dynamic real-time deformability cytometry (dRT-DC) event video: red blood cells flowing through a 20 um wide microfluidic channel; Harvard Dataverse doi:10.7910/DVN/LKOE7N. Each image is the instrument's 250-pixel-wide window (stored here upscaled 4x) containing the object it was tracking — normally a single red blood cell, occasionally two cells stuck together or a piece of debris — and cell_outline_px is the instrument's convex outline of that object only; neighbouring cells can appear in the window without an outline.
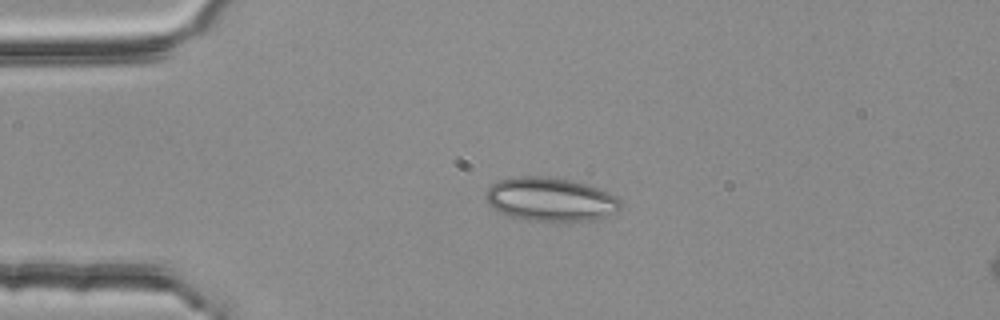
{"species": "common noctule bat (a hibernating species)", "species_latin": "Nyctalus noctula", "temperature_condition": "room temperature", "stored_images_in_passage": 3, "segment_of_instrument_passage": [1, 2], "camera_frame_rate_fps": 3000, "um_per_image_px": 0.085, "animal": {"sex": "female", "body_mass_g": 25.1}, "frame": {"image": 1, "passage_image": 1, "time_ms": 0.0, "image_size_px": [1000, 320], "cell_outline_px": [[620, 208], [616, 212], [592, 220], [568, 224], [524, 220], [508, 216], [500, 212], [488, 204], [484, 196], [488, 188], [492, 184], [500, 180], [516, 176], [548, 176], [572, 180], [588, 184], [600, 188], [616, 196], [620, 200]], "centroid_in_image_um": [46.79, 16.97], "position_along_channel_um": 38.2, "area_um2": 35.32}}